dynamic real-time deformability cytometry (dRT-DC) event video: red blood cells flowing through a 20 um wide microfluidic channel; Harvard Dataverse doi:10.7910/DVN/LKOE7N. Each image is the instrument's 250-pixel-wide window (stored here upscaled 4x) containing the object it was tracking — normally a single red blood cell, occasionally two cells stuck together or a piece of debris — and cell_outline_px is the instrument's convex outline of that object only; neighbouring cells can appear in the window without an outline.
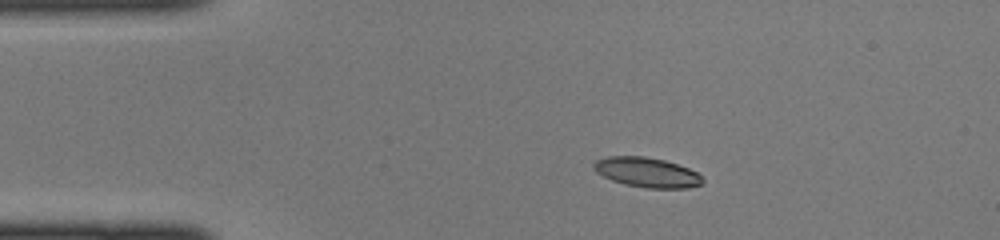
{"species": "common noctule bat (a hibernating species)", "species_latin": "Nyctalus noctula", "temperature_condition": "cold", "stored_images_in_passage": 37, "camera_frame_rate_fps": 3000, "um_per_image_px": 0.085, "animal": {"sex": "female", "body_mass_g": 22.0, "forearm_length_mm": 56.7}, "frame": {"image": 1, "passage_image": 1, "time_ms": 0.0, "image_size_px": [1000, 240], "cell_outline_px": [[704, 180], [700, 184], [688, 188], [644, 188], [624, 184], [612, 180], [596, 172], [592, 168], [592, 164], [596, 160], [608, 156], [644, 156], [664, 160], [688, 168], [696, 172]], "centroid_in_image_um": [54.95, 14.65], "position_along_channel_um": 30.1, "area_um2": 18.84}}
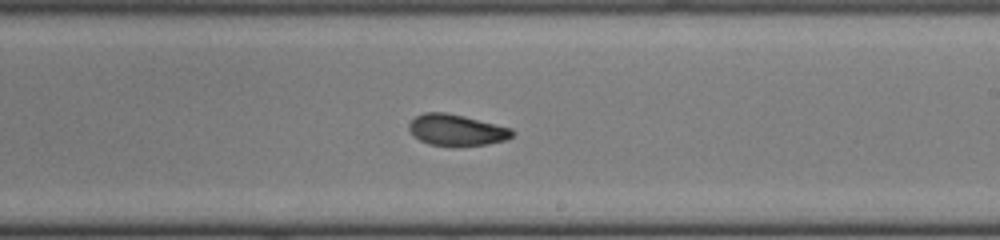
{"frame": {"image": 2, "passage_image": 19, "time_ms": 6.0, "image_size_px": [1000, 240], "cell_outline_px": [[512, 136], [504, 140], [488, 144], [452, 148], [428, 144], [412, 136], [408, 128], [408, 124], [416, 116], [424, 112], [444, 112], [464, 116], [512, 128]], "centroid_in_image_um": [38.76, 11.08], "position_along_channel_um": 250.2, "area_um2": 19.19}}
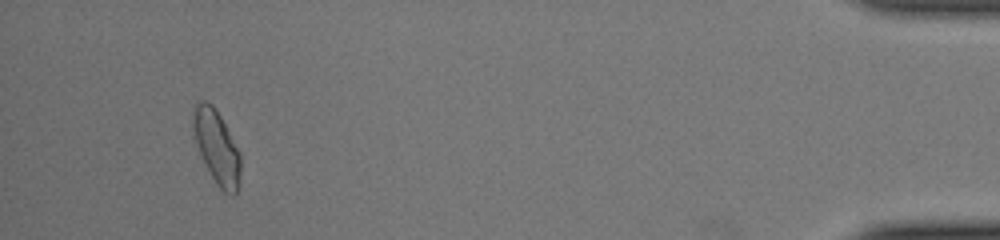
{"frame": {"image": 3, "passage_image": 35, "time_ms": 11.333, "image_size_px": [1000, 240], "cell_outline_px": [[240, 184], [236, 192], [232, 196], [224, 192], [216, 184], [200, 152], [192, 128], [192, 112], [196, 104], [200, 100], [204, 100], [212, 104], [220, 116], [240, 152]], "centroid_in_image_um": [18.43, 12.5], "position_along_channel_um": 416.8, "area_um2": 20.06}}